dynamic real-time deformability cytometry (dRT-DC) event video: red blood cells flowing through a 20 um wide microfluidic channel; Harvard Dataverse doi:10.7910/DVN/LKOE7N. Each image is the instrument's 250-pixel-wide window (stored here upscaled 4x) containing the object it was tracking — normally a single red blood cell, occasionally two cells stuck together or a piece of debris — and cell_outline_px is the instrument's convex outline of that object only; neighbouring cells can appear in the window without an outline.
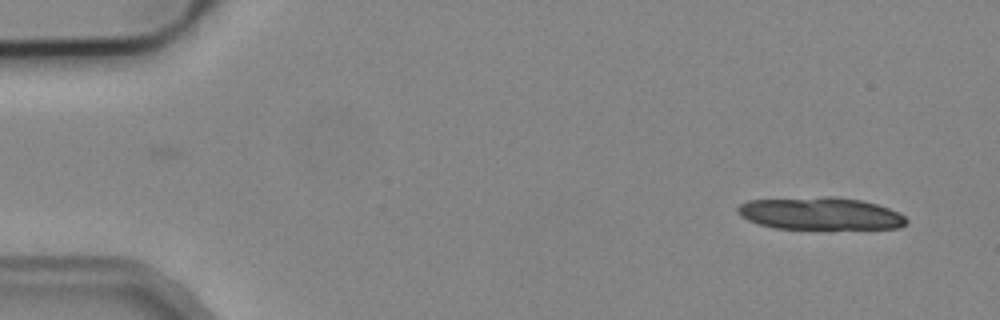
{"species": "common noctule bat (a hibernating species)", "species_latin": "Nyctalus noctula", "temperature_condition": "cold", "stored_images_in_passage": 3, "camera_frame_rate_fps": 3000, "um_per_image_px": 0.085, "animal": {"sex": "male", "body_mass_g": 19.2, "forearm_length_mm": 51.8}, "frame": {"image": 1, "passage_image": 3, "time_ms": 2.333, "image_size_px": [1000, 320], "cell_outline_px": [[908, 220], [900, 228], [776, 228], [760, 224], [748, 220], [740, 216], [736, 212], [736, 208], [740, 204], [748, 200], [824, 196], [832, 196], [860, 200], [876, 204], [900, 212]], "centroid_in_image_um": [69.69, 18.13], "position_along_channel_um": 15.3, "area_um2": 31.73}}